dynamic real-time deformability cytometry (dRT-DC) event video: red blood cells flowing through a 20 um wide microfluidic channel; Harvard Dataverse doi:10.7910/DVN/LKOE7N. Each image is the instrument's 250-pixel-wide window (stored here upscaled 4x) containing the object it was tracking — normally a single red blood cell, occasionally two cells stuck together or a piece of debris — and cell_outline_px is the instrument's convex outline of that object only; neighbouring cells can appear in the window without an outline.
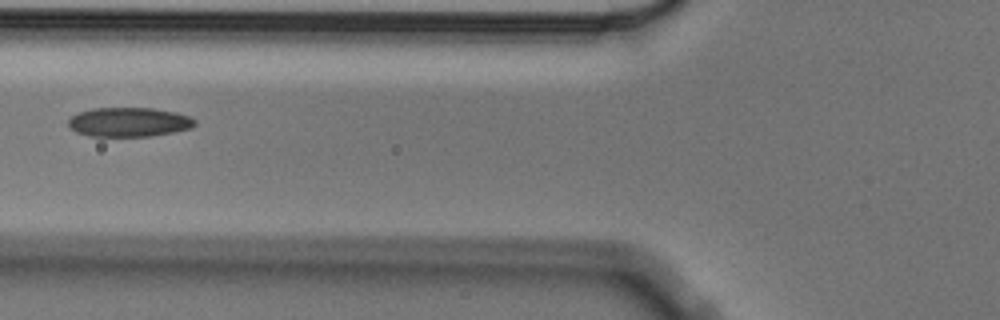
{"species": "Egyptian fruit bat (a non-hibernating species)", "species_latin": "Rousettus aegyptiacus", "temperature_condition": "cold", "stored_images_in_passage": 2, "camera_frame_rate_fps": 3000, "um_per_image_px": 0.085, "animal": {"sex": "male"}, "frame": {"image": 1, "passage_image": 2, "time_ms": 0.333, "image_size_px": [1000, 320], "cell_outline_px": [[196, 124], [192, 128], [152, 136], [88, 136], [76, 132], [68, 128], [68, 120], [76, 112], [92, 108], [152, 108], [176, 112], [188, 116], [196, 120]], "centroid_in_image_um": [10.92, 10.37], "position_along_channel_um": 114.9, "area_um2": 21.79}}